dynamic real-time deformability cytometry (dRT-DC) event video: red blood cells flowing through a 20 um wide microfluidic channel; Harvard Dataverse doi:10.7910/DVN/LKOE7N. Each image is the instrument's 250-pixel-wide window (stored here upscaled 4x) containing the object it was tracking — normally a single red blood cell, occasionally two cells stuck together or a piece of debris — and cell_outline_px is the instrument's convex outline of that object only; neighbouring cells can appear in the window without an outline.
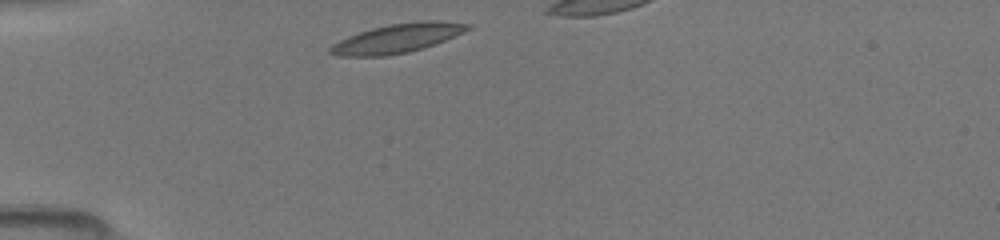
{"species": "common noctule bat (a hibernating species)", "species_latin": "Nyctalus noctula", "temperature_condition": "room temperature", "stored_images_in_passage": 28, "camera_frame_rate_fps": 3000, "um_per_image_px": 0.085, "animal": {"sex": "female", "body_mass_g": 19.5, "forearm_length_mm": 54.1}, "frame": {"image": 1, "passage_image": 1, "time_ms": 0.0, "image_size_px": [1000, 240], "cell_outline_px": [[472, 28], [464, 32], [436, 44], [424, 48], [408, 52], [384, 56], [336, 56], [328, 52], [328, 48], [332, 44], [348, 36], [372, 28], [388, 24], [420, 20], [440, 20], [472, 24]], "centroid_in_image_um": [33.8, 3.24], "position_along_channel_um": 51.2, "area_um2": 23.52}}
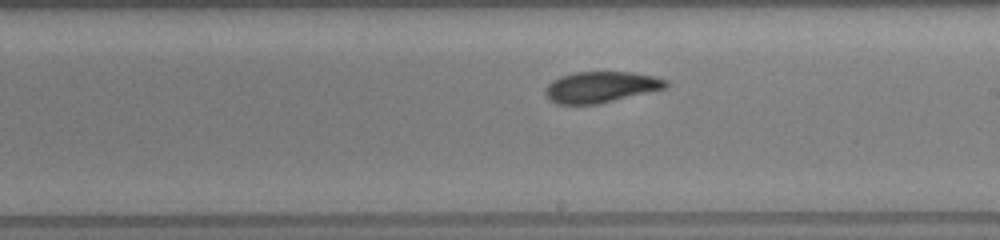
{"frame": {"image": 2, "passage_image": 16, "time_ms": 5.0, "image_size_px": [1000, 240], "cell_outline_px": [[668, 84], [664, 88], [596, 104], [556, 104], [548, 100], [544, 92], [544, 88], [552, 80], [560, 76], [576, 72], [632, 72], [652, 76], [668, 80]], "centroid_in_image_um": [50.99, 7.39], "position_along_channel_um": 238.0, "area_um2": 21.62}}
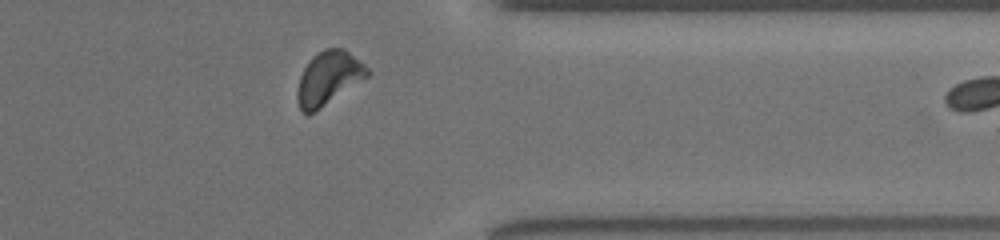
{"frame": {"image": 3, "passage_image": 27, "time_ms": 8.667, "image_size_px": [1000, 240], "cell_outline_px": [[372, 72], [368, 76], [316, 112], [308, 116], [300, 108], [296, 96], [296, 92], [300, 76], [308, 60], [312, 56], [324, 48], [344, 48], [364, 64]], "centroid_in_image_um": [27.91, 6.65], "position_along_channel_um": 383.5, "area_um2": 21.96}}